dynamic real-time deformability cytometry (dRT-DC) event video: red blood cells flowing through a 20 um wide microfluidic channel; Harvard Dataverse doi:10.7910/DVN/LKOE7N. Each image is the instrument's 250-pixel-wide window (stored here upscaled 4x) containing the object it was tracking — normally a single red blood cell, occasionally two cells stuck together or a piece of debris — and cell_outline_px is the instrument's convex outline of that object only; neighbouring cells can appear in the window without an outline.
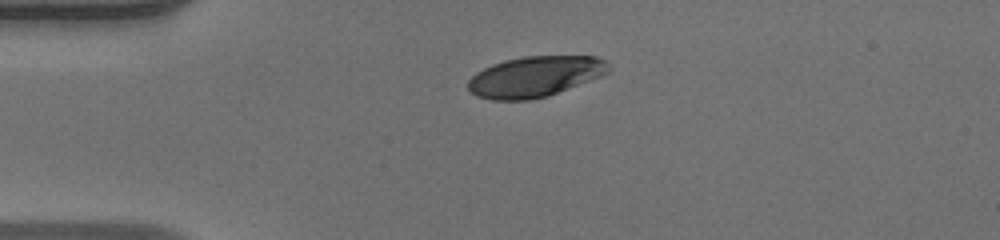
{"species": "human", "species_latin": "Homo sapiens", "temperature_condition": "warm", "stored_images_in_passage": 39, "camera_frame_rate_fps": 3000, "um_per_image_px": 0.085, "donor": {"sex": "male"}, "frame": {"image": 1, "passage_image": 1, "time_ms": 0.0, "image_size_px": [1000, 240], "cell_outline_px": [[612, 68], [608, 72], [600, 76], [548, 96], [528, 100], [492, 100], [476, 96], [468, 88], [468, 80], [476, 72], [492, 64], [504, 60], [524, 56], [596, 56], [604, 60]], "centroid_in_image_um": [45.46, 6.5], "position_along_channel_um": 39.5, "area_um2": 33.23}}
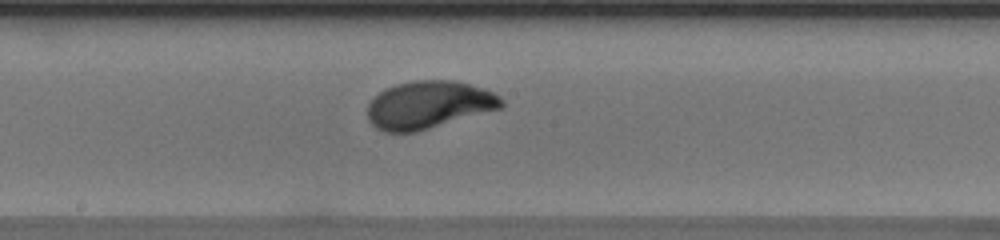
{"frame": {"image": 2, "passage_image": 16, "time_ms": 5.0, "image_size_px": [1000, 240], "cell_outline_px": [[504, 108], [416, 132], [384, 132], [376, 128], [368, 120], [368, 104], [372, 96], [384, 88], [396, 84], [412, 80], [456, 80], [484, 88], [500, 96], [504, 100]], "centroid_in_image_um": [36.45, 8.9], "position_along_channel_um": 211.8, "area_um2": 37.8}}
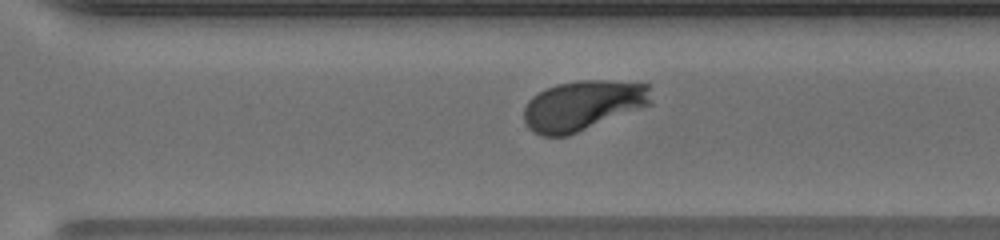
{"frame": {"image": 3, "passage_image": 24, "time_ms": 7.667, "image_size_px": [1000, 240], "cell_outline_px": [[652, 104], [568, 136], [540, 136], [528, 128], [524, 120], [524, 108], [528, 100], [532, 96], [556, 84], [580, 80], [608, 80], [648, 84], [652, 100]], "centroid_in_image_um": [49.53, 8.97], "position_along_channel_um": 321.1, "area_um2": 37.17}, "authors_computed_cell_mechanics": {"area_um2": 36.7608, "velocity_mm_per_s": 4.1131, "shape_relaxation_time_tau1_ms": 3.2558, "shape_relaxation_time_tau2_ms": null, "deformation_change_tau1": 0.1854, "deformation_change_tau2": null}}